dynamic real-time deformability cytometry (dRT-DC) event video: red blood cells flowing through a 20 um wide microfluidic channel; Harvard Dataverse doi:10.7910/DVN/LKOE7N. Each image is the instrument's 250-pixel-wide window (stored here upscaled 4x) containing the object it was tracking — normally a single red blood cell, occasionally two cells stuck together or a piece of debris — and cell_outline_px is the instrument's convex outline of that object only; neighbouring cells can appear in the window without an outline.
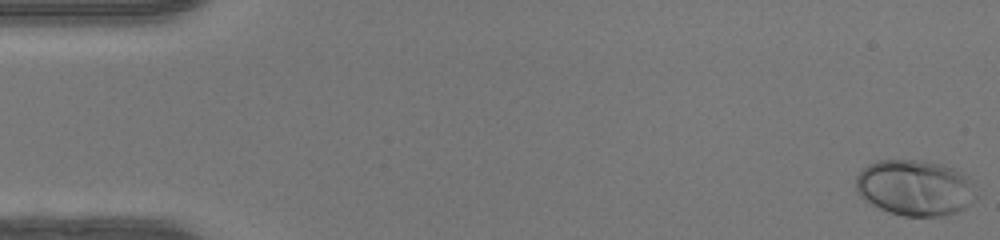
{"species": "human", "species_latin": "Homo sapiens", "temperature_condition": "warm", "stored_images_in_passage": 22, "camera_frame_rate_fps": 3000, "um_per_image_px": 0.085, "donor": {"sex": "female"}, "frame": {"image": 1, "passage_image": 1, "time_ms": 0.0, "image_size_px": [1000, 240], "cell_outline_px": [[976, 200], [964, 208], [956, 212], [940, 216], [904, 216], [888, 212], [872, 204], [860, 196], [856, 188], [856, 176], [868, 164], [876, 160], [924, 160], [944, 164], [968, 176], [976, 184]], "centroid_in_image_um": [77.81, 15.95], "position_along_channel_um": 7.2, "area_um2": 39.54}}
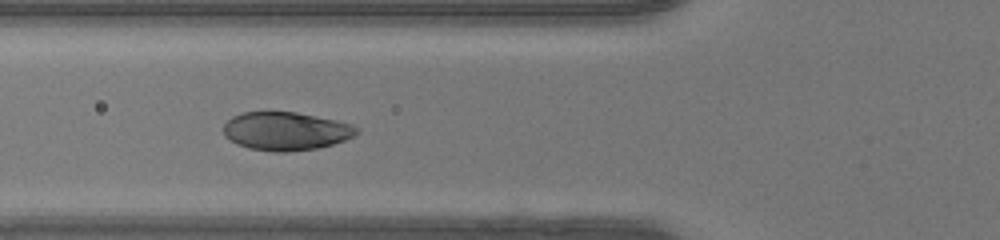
{"frame": {"image": 2, "passage_image": 18, "time_ms": 5.667, "image_size_px": [1000, 240], "cell_outline_px": [[360, 132], [356, 136], [332, 144], [316, 148], [288, 152], [272, 152], [248, 148], [236, 144], [224, 136], [224, 124], [232, 116], [244, 112], [268, 108], [296, 112], [336, 120], [352, 124], [360, 128]], "centroid_in_image_um": [24.28, 11.11], "position_along_channel_um": 101.5, "area_um2": 30.69}}
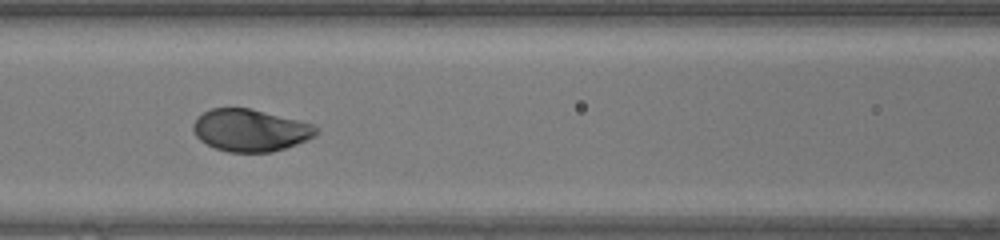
{"frame": {"image": 3, "passage_image": 21, "time_ms": 6.667, "image_size_px": [1000, 240], "cell_outline_px": [[320, 132], [316, 136], [308, 140], [272, 152], [228, 152], [216, 148], [200, 140], [192, 132], [192, 124], [204, 112], [212, 108], [252, 108], [316, 124], [320, 128]], "centroid_in_image_um": [21.34, 11.06], "position_along_channel_um": 145.3, "area_um2": 30.58}}